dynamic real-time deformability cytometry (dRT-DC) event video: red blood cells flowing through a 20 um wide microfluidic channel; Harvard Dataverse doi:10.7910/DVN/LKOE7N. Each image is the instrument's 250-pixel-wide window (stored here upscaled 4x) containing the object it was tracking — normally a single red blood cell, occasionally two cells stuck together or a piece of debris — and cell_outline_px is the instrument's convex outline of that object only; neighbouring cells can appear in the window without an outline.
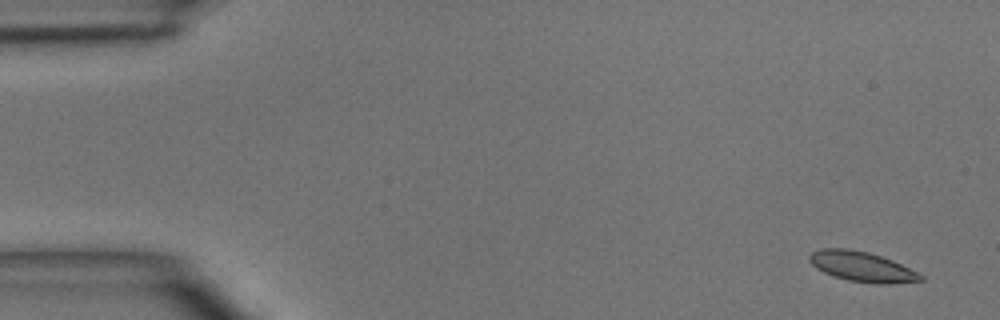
{"species": "common noctule bat (a hibernating species)", "species_latin": "Nyctalus noctula", "temperature_condition": "room temperature", "stored_images_in_passage": 4, "camera_frame_rate_fps": 3000, "um_per_image_px": 0.085, "animal": {"sex": "male", "body_mass_g": 15.6}, "frame": {"image": 1, "passage_image": 1, "time_ms": 0.0, "image_size_px": [1000, 320], "cell_outline_px": [[924, 280], [888, 284], [876, 284], [848, 280], [824, 272], [816, 268], [808, 260], [808, 256], [812, 252], [820, 248], [848, 248], [868, 252], [892, 260], [924, 276]], "centroid_in_image_um": [73.24, 22.66], "position_along_channel_um": 11.8, "area_um2": 19.31}}
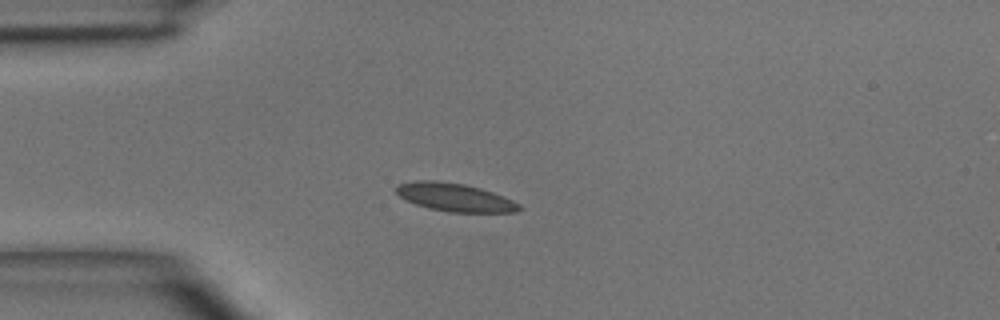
{"frame": {"image": 2, "passage_image": 4, "time_ms": 3.333, "image_size_px": [1000, 320], "cell_outline_px": [[524, 208], [516, 212], [448, 212], [428, 208], [416, 204], [400, 196], [396, 192], [396, 184], [416, 180], [436, 180], [464, 184], [480, 188], [504, 196], [520, 204]], "centroid_in_image_um": [38.67, 16.77], "position_along_channel_um": 46.3, "area_um2": 20.23}}